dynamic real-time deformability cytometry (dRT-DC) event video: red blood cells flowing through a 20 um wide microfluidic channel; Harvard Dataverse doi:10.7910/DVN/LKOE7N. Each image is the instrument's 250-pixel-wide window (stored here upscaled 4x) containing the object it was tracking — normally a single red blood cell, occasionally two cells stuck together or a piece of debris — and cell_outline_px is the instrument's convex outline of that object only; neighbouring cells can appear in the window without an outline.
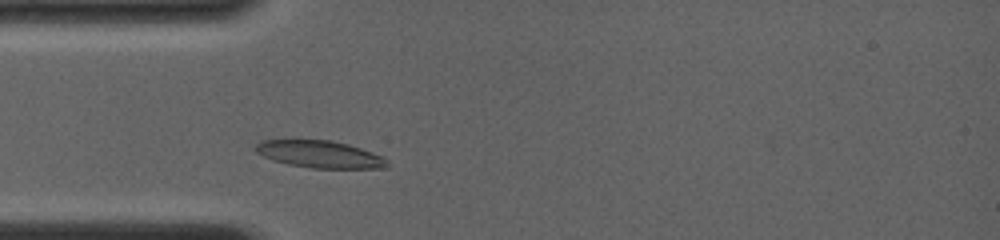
{"species": "common noctule bat (a hibernating species)", "species_latin": "Nyctalus noctula", "temperature_condition": "room temperature", "stored_images_in_passage": 3, "camera_frame_rate_fps": 4000, "um_per_image_px": 0.085, "animal": {"sex": "female", "body_mass_g": 19.0, "forearm_length_mm": 56.7}, "frame": {"image": 1, "passage_image": 3, "time_ms": 1.0, "image_size_px": [1000, 240], "cell_outline_px": [[388, 160], [384, 168], [312, 168], [288, 164], [272, 160], [256, 152], [256, 144], [264, 140], [296, 136], [332, 140], [348, 144], [372, 152]], "centroid_in_image_um": [27.08, 13.05], "position_along_channel_um": 57.9, "area_um2": 21.56}}